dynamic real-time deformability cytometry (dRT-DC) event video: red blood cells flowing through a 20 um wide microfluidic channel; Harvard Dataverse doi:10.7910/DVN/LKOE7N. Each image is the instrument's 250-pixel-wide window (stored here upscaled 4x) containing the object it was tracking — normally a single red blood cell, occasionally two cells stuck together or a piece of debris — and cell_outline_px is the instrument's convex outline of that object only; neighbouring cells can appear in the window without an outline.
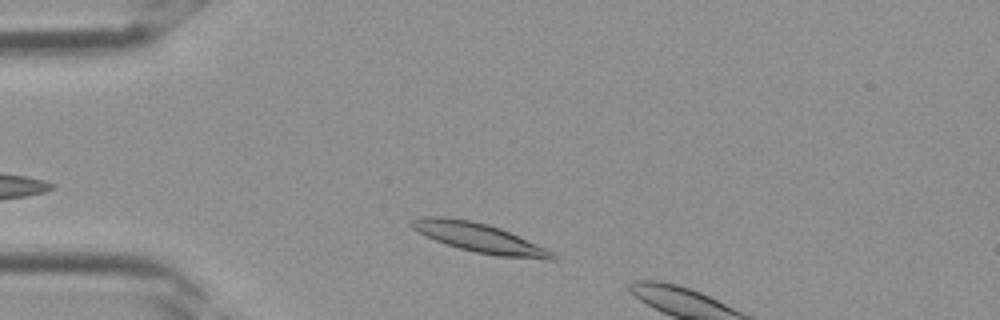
{"species": "Egyptian fruit bat (a non-hibernating species)", "species_latin": "Rousettus aegyptiacus", "temperature_condition": "room temperature", "stored_images_in_passage": 3, "camera_frame_rate_fps": 3000, "um_per_image_px": 0.085, "frame": {"image": 1, "passage_image": 2, "time_ms": 0.333, "image_size_px": [1000, 320], "cell_outline_px": [[556, 260], [548, 260], [496, 256], [476, 252], [460, 248], [436, 240], [416, 232], [408, 224], [408, 220], [424, 216], [440, 216], [472, 220], [488, 224], [500, 228], [548, 248], [556, 256]], "centroid_in_image_um": [40.74, 20.21], "position_along_channel_um": 44.3, "area_um2": 24.22}}